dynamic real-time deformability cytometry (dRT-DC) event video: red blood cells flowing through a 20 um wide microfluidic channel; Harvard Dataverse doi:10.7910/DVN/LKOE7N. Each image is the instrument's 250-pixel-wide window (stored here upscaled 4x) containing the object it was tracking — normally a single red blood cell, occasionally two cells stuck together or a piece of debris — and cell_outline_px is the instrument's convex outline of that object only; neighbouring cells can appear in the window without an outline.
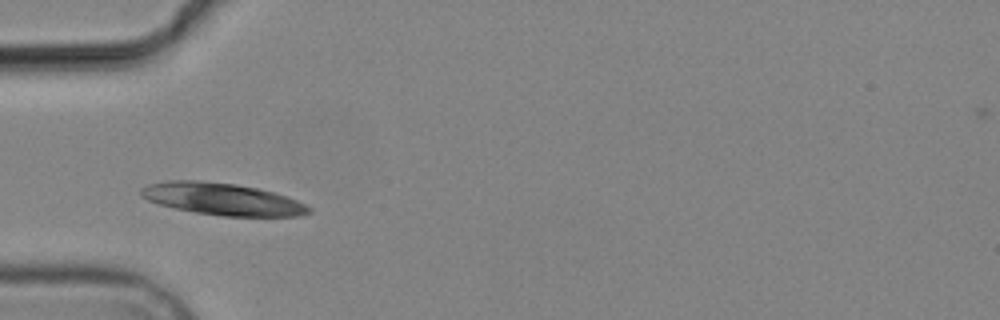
{"species": "common noctule bat (a hibernating species)", "species_latin": "Nyctalus noctula", "temperature_condition": "cold", "stored_images_in_passage": 2, "camera_frame_rate_fps": 3000, "um_per_image_px": 0.085, "animal": {"sex": "male", "body_mass_g": 19.2, "forearm_length_mm": 51.8}, "frame": {"image": 1, "passage_image": 2, "time_ms": 1.667, "image_size_px": [1000, 320], "cell_outline_px": [[312, 212], [296, 216], [224, 216], [196, 212], [176, 208], [160, 204], [148, 200], [140, 196], [140, 188], [148, 184], [168, 180], [200, 180], [236, 184], [256, 188], [272, 192], [296, 200], [312, 208]], "centroid_in_image_um": [18.86, 16.91], "position_along_channel_um": 66.1, "area_um2": 31.1}}